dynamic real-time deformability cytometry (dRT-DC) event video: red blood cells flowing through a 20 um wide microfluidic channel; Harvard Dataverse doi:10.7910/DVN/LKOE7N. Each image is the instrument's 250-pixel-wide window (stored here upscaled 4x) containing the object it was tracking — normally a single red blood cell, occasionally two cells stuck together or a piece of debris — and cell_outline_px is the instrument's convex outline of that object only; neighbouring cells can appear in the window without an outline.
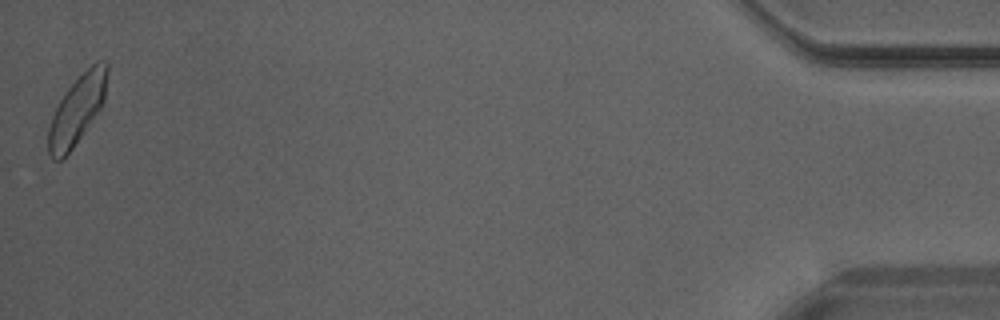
{"species": "Egyptian fruit bat (a non-hibernating species)", "species_latin": "Rousettus aegyptiacus", "temperature_condition": "warm", "stored_images_in_passage": 31, "camera_frame_rate_fps": 3000, "um_per_image_px": 0.085, "animal": {"sex": "male"}, "frame": {"image": 1, "passage_image": 31, "time_ms": 10.0, "image_size_px": [1000, 320], "cell_outline_px": [[108, 76], [104, 104], [72, 148], [60, 160], [52, 160], [48, 152], [48, 128], [52, 116], [64, 92], [96, 60], [108, 60]], "centroid_in_image_um": [6.58, 9.29], "position_along_channel_um": 428.6, "area_um2": 23.52}}